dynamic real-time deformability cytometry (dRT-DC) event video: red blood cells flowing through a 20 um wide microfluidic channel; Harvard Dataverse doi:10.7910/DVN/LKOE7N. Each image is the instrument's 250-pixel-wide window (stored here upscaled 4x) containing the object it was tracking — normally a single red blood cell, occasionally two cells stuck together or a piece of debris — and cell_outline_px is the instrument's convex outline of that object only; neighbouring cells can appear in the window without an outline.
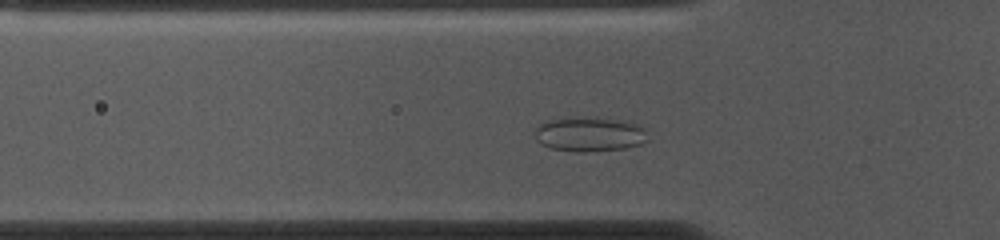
{"species": "common noctule bat (a hibernating species)", "species_latin": "Nyctalus noctula", "temperature_condition": "cold", "stored_images_in_passage": 38, "camera_frame_rate_fps": 3000, "um_per_image_px": 0.085, "animal": {"sex": "female", "body_mass_g": 10.0, "forearm_length_mm": 53.1}, "frame": {"image": 1, "passage_image": 10, "time_ms": 3.0, "image_size_px": [1000, 240], "cell_outline_px": [[648, 140], [640, 144], [624, 148], [592, 152], [576, 152], [552, 148], [540, 144], [536, 140], [536, 128], [540, 124], [548, 120], [596, 116], [632, 120], [640, 124], [644, 128]], "centroid_in_image_um": [50.18, 11.39], "position_along_channel_um": 75.6, "area_um2": 23.24}}
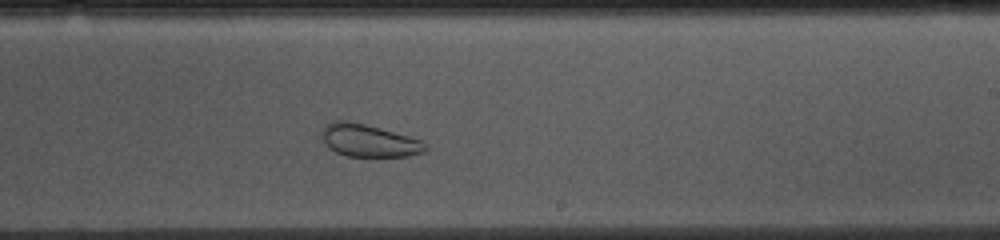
{"frame": {"image": 2, "passage_image": 25, "time_ms": 8.0, "image_size_px": [1000, 240], "cell_outline_px": [[428, 148], [424, 152], [408, 156], [348, 156], [336, 152], [328, 148], [324, 144], [324, 124], [332, 120], [344, 120], [364, 124], [380, 128], [408, 136], [420, 140], [428, 144]], "centroid_in_image_um": [31.36, 11.95], "position_along_channel_um": 257.6, "area_um2": 19.48}}
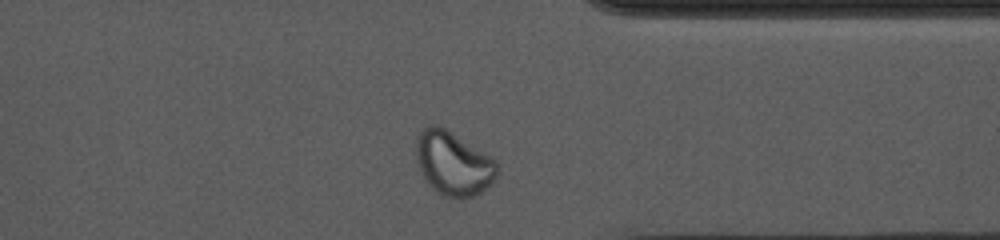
{"frame": {"image": 3, "passage_image": 35, "time_ms": 11.333, "image_size_px": [1000, 240], "cell_outline_px": [[496, 176], [480, 192], [472, 196], [444, 196], [432, 188], [424, 180], [416, 160], [416, 140], [420, 132], [424, 128], [432, 124], [440, 124], [492, 156], [496, 160]], "centroid_in_image_um": [38.49, 13.83], "position_along_channel_um": 372.9, "area_um2": 29.94}}